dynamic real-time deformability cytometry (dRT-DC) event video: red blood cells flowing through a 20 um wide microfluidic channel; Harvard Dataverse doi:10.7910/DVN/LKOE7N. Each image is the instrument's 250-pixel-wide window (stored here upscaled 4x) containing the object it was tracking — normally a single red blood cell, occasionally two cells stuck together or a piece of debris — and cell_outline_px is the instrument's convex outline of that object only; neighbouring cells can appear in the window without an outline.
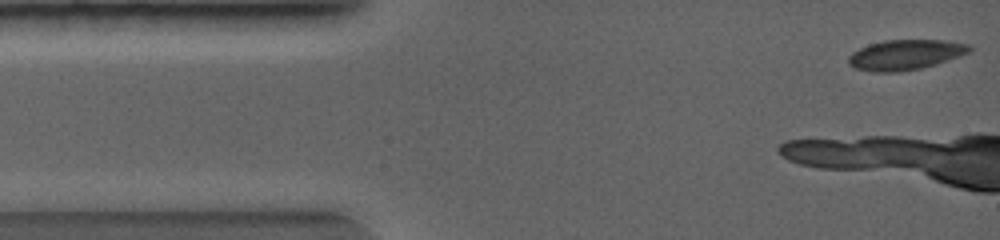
{"species": "common noctule bat (a hibernating species)", "species_latin": "Nyctalus noctula", "temperature_condition": "warm", "stored_images_in_passage": 43, "camera_frame_rate_fps": 5000, "um_per_image_px": 0.085, "animal": {"sex": "female", "body_mass_g": 19.0, "forearm_length_mm": 56.7}, "frame": {"image": 1, "passage_image": 1, "time_ms": 0.0, "image_size_px": [1000, 240], "cell_outline_px": [[972, 52], [936, 64], [920, 68], [896, 72], [872, 72], [856, 68], [848, 64], [848, 56], [852, 52], [868, 44], [884, 40], [944, 40], [968, 44], [972, 48]], "centroid_in_image_um": [76.95, 4.65], "position_along_channel_um": 8.0, "area_um2": 21.33}}